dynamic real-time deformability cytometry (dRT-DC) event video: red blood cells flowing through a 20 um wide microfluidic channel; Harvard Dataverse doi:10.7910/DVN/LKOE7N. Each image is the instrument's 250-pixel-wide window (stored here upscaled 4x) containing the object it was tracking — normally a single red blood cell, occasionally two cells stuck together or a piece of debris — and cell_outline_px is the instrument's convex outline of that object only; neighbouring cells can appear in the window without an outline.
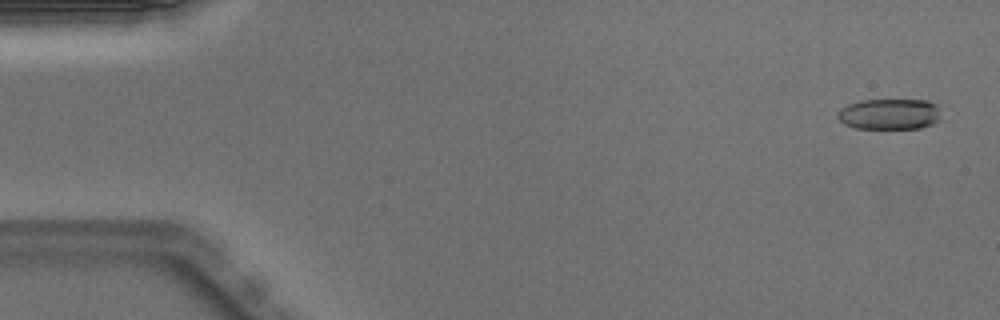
{"species": "Egyptian fruit bat (a non-hibernating species)", "species_latin": "Rousettus aegyptiacus", "temperature_condition": "warm", "stored_images_in_passage": 50, "camera_frame_rate_fps": 3000, "um_per_image_px": 0.085, "animal": {"sex": "male"}, "frame": {"image": 1, "passage_image": 2, "time_ms": 0.333, "image_size_px": [1000, 320], "cell_outline_px": [[940, 120], [932, 124], [920, 128], [856, 128], [844, 124], [836, 116], [836, 112], [840, 108], [848, 104], [860, 100], [928, 100], [936, 104]], "centroid_in_image_um": [75.57, 9.69], "position_along_channel_um": 9.4, "area_um2": 18.61}}
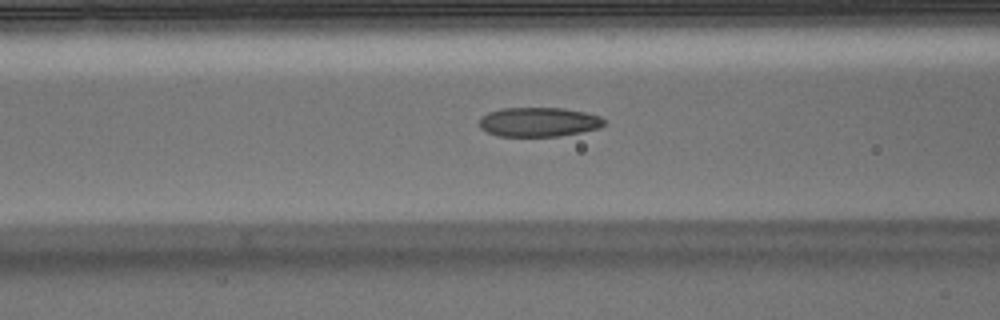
{"frame": {"image": 2, "passage_image": 20, "time_ms": 6.333, "image_size_px": [1000, 320], "cell_outline_px": [[608, 124], [600, 128], [560, 136], [500, 136], [488, 132], [480, 128], [480, 116], [488, 112], [504, 108], [564, 108], [584, 112], [600, 116], [608, 120]], "centroid_in_image_um": [45.85, 10.37], "position_along_channel_um": 120.8, "area_um2": 21.5}}
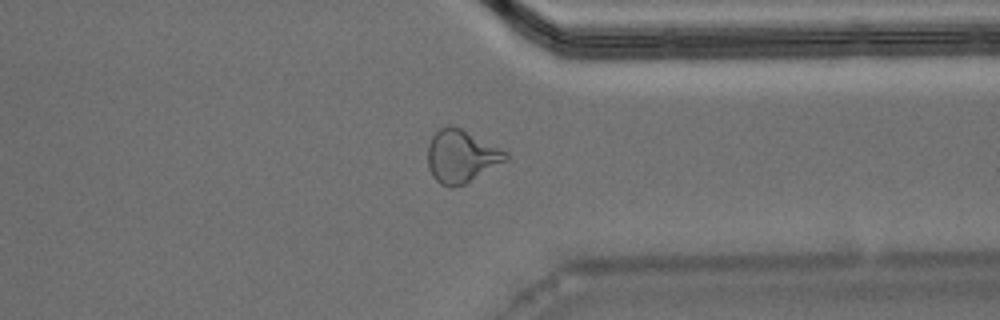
{"frame": {"image": 3, "passage_image": 39, "time_ms": 12.667, "image_size_px": [1000, 320], "cell_outline_px": [[508, 160], [464, 184], [452, 188], [440, 184], [432, 176], [428, 168], [428, 144], [432, 136], [440, 128], [448, 124], [452, 124], [508, 152]], "centroid_in_image_um": [39.19, 13.28], "position_along_channel_um": 372.2, "area_um2": 23.93}, "authors_computed_cell_mechanics": {"area_um2": 21.675, "velocity_mm_per_s": 4.0112, "shape_relaxation_time_tau1_ms": null, "shape_relaxation_time_tau2_ms": 1.5873, "deformation_change_tau1": null, "deformation_change_tau2": 0.0866}}